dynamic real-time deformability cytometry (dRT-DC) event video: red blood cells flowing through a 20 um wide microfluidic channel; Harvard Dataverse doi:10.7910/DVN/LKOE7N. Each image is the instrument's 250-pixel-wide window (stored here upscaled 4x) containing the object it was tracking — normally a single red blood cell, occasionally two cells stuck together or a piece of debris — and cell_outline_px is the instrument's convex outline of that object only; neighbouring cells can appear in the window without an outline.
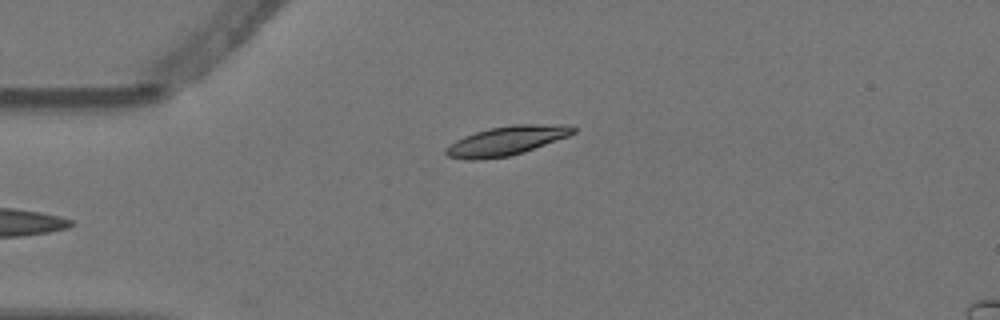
{"species": "Egyptian fruit bat (a non-hibernating species)", "species_latin": "Rousettus aegyptiacus", "temperature_condition": "warm", "stored_images_in_passage": 4, "camera_frame_rate_fps": 3000, "um_per_image_px": 0.085, "animal": {"sex": "female"}, "frame": {"image": 1, "passage_image": 4, "time_ms": 1.0, "image_size_px": [1000, 320], "cell_outline_px": [[576, 132], [568, 136], [524, 152], [508, 156], [480, 160], [464, 160], [448, 156], [444, 152], [444, 148], [448, 144], [464, 136], [488, 128], [512, 124], [572, 124], [576, 128]], "centroid_in_image_um": [43.05, 11.95], "position_along_channel_um": 42.0, "area_um2": 21.96}}